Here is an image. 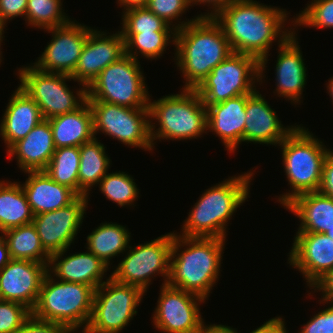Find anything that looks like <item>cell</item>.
Masks as SVG:
<instances>
[{
  "mask_svg": "<svg viewBox=\"0 0 333 333\" xmlns=\"http://www.w3.org/2000/svg\"><path fill=\"white\" fill-rule=\"evenodd\" d=\"M288 14L283 8L254 0H234L214 17L233 52L251 55L260 61L259 85L266 76L265 67L272 43L278 40L280 46L295 32V28H284Z\"/></svg>",
  "mask_w": 333,
  "mask_h": 333,
  "instance_id": "6da1fadb",
  "label": "cell"
},
{
  "mask_svg": "<svg viewBox=\"0 0 333 333\" xmlns=\"http://www.w3.org/2000/svg\"><path fill=\"white\" fill-rule=\"evenodd\" d=\"M174 60L185 86L195 89L201 81L233 53L221 25L210 17H199L176 30Z\"/></svg>",
  "mask_w": 333,
  "mask_h": 333,
  "instance_id": "7a4b0ae2",
  "label": "cell"
},
{
  "mask_svg": "<svg viewBox=\"0 0 333 333\" xmlns=\"http://www.w3.org/2000/svg\"><path fill=\"white\" fill-rule=\"evenodd\" d=\"M177 234L174 233L171 244L167 284L207 300L219 278L225 239L183 237Z\"/></svg>",
  "mask_w": 333,
  "mask_h": 333,
  "instance_id": "3957f363",
  "label": "cell"
},
{
  "mask_svg": "<svg viewBox=\"0 0 333 333\" xmlns=\"http://www.w3.org/2000/svg\"><path fill=\"white\" fill-rule=\"evenodd\" d=\"M254 171L232 176L201 195L184 220L183 237L226 239L228 221L249 197Z\"/></svg>",
  "mask_w": 333,
  "mask_h": 333,
  "instance_id": "277c9868",
  "label": "cell"
},
{
  "mask_svg": "<svg viewBox=\"0 0 333 333\" xmlns=\"http://www.w3.org/2000/svg\"><path fill=\"white\" fill-rule=\"evenodd\" d=\"M278 146L282 149L284 172L292 189L278 197V202L285 207L295 197L319 190L323 164L331 149L300 125H296Z\"/></svg>",
  "mask_w": 333,
  "mask_h": 333,
  "instance_id": "5b68a950",
  "label": "cell"
},
{
  "mask_svg": "<svg viewBox=\"0 0 333 333\" xmlns=\"http://www.w3.org/2000/svg\"><path fill=\"white\" fill-rule=\"evenodd\" d=\"M179 93L163 96L153 102L149 98L150 138L153 147L156 139L191 140L201 138L200 135L207 132V107L201 97L194 89H182ZM153 119L158 124L153 123Z\"/></svg>",
  "mask_w": 333,
  "mask_h": 333,
  "instance_id": "8992f818",
  "label": "cell"
},
{
  "mask_svg": "<svg viewBox=\"0 0 333 333\" xmlns=\"http://www.w3.org/2000/svg\"><path fill=\"white\" fill-rule=\"evenodd\" d=\"M94 292L95 289L89 285L56 280L47 272L32 315L59 324L70 333L83 325V333L91 319Z\"/></svg>",
  "mask_w": 333,
  "mask_h": 333,
  "instance_id": "52a82bcc",
  "label": "cell"
},
{
  "mask_svg": "<svg viewBox=\"0 0 333 333\" xmlns=\"http://www.w3.org/2000/svg\"><path fill=\"white\" fill-rule=\"evenodd\" d=\"M139 60L124 55L109 64L87 87V100L129 108L148 107L149 95Z\"/></svg>",
  "mask_w": 333,
  "mask_h": 333,
  "instance_id": "ba28073f",
  "label": "cell"
},
{
  "mask_svg": "<svg viewBox=\"0 0 333 333\" xmlns=\"http://www.w3.org/2000/svg\"><path fill=\"white\" fill-rule=\"evenodd\" d=\"M260 83V61L251 55L233 52L218 64L194 89L203 104L224 102L228 99L251 94Z\"/></svg>",
  "mask_w": 333,
  "mask_h": 333,
  "instance_id": "9c48e42d",
  "label": "cell"
},
{
  "mask_svg": "<svg viewBox=\"0 0 333 333\" xmlns=\"http://www.w3.org/2000/svg\"><path fill=\"white\" fill-rule=\"evenodd\" d=\"M21 87L38 105L43 119H50L80 108L87 101V87L70 90L67 81L73 80L70 75L43 72L35 66L18 68ZM77 95V96H76Z\"/></svg>",
  "mask_w": 333,
  "mask_h": 333,
  "instance_id": "30bf717a",
  "label": "cell"
},
{
  "mask_svg": "<svg viewBox=\"0 0 333 333\" xmlns=\"http://www.w3.org/2000/svg\"><path fill=\"white\" fill-rule=\"evenodd\" d=\"M145 292L109 276L94 292L90 322L83 333H120L137 315Z\"/></svg>",
  "mask_w": 333,
  "mask_h": 333,
  "instance_id": "8fae6325",
  "label": "cell"
},
{
  "mask_svg": "<svg viewBox=\"0 0 333 333\" xmlns=\"http://www.w3.org/2000/svg\"><path fill=\"white\" fill-rule=\"evenodd\" d=\"M173 236L174 232H170L134 248L129 245L127 255L110 276L119 283L140 287L145 293L155 275L160 274L163 284H167Z\"/></svg>",
  "mask_w": 333,
  "mask_h": 333,
  "instance_id": "7c38bea8",
  "label": "cell"
},
{
  "mask_svg": "<svg viewBox=\"0 0 333 333\" xmlns=\"http://www.w3.org/2000/svg\"><path fill=\"white\" fill-rule=\"evenodd\" d=\"M87 101L93 113L95 138L102 132L128 147L152 151L148 107L129 108L104 101Z\"/></svg>",
  "mask_w": 333,
  "mask_h": 333,
  "instance_id": "4fadbf2b",
  "label": "cell"
},
{
  "mask_svg": "<svg viewBox=\"0 0 333 333\" xmlns=\"http://www.w3.org/2000/svg\"><path fill=\"white\" fill-rule=\"evenodd\" d=\"M153 324L164 333H197L205 324L200 304L206 300L194 293L161 284Z\"/></svg>",
  "mask_w": 333,
  "mask_h": 333,
  "instance_id": "5bb4252c",
  "label": "cell"
},
{
  "mask_svg": "<svg viewBox=\"0 0 333 333\" xmlns=\"http://www.w3.org/2000/svg\"><path fill=\"white\" fill-rule=\"evenodd\" d=\"M52 40L31 65L43 72L72 75L86 43L89 26L70 20L63 26L46 30Z\"/></svg>",
  "mask_w": 333,
  "mask_h": 333,
  "instance_id": "9a60e30c",
  "label": "cell"
},
{
  "mask_svg": "<svg viewBox=\"0 0 333 333\" xmlns=\"http://www.w3.org/2000/svg\"><path fill=\"white\" fill-rule=\"evenodd\" d=\"M88 199V196H78L66 207L33 217L32 223L43 248L50 255L69 249L71 243H74L88 208Z\"/></svg>",
  "mask_w": 333,
  "mask_h": 333,
  "instance_id": "2e32d148",
  "label": "cell"
},
{
  "mask_svg": "<svg viewBox=\"0 0 333 333\" xmlns=\"http://www.w3.org/2000/svg\"><path fill=\"white\" fill-rule=\"evenodd\" d=\"M287 263L299 270L311 288L333 269V239L324 233L296 232Z\"/></svg>",
  "mask_w": 333,
  "mask_h": 333,
  "instance_id": "e0dca14e",
  "label": "cell"
},
{
  "mask_svg": "<svg viewBox=\"0 0 333 333\" xmlns=\"http://www.w3.org/2000/svg\"><path fill=\"white\" fill-rule=\"evenodd\" d=\"M107 34L89 27L86 43L71 75L80 85L88 87L103 69L125 55V41L121 31Z\"/></svg>",
  "mask_w": 333,
  "mask_h": 333,
  "instance_id": "ac0fdd59",
  "label": "cell"
},
{
  "mask_svg": "<svg viewBox=\"0 0 333 333\" xmlns=\"http://www.w3.org/2000/svg\"><path fill=\"white\" fill-rule=\"evenodd\" d=\"M46 273L44 263L12 259L0 269V300L21 303L32 311Z\"/></svg>",
  "mask_w": 333,
  "mask_h": 333,
  "instance_id": "d6986e66",
  "label": "cell"
},
{
  "mask_svg": "<svg viewBox=\"0 0 333 333\" xmlns=\"http://www.w3.org/2000/svg\"><path fill=\"white\" fill-rule=\"evenodd\" d=\"M245 111L243 142L278 146L295 128L293 125L284 127L276 111L257 89L247 94Z\"/></svg>",
  "mask_w": 333,
  "mask_h": 333,
  "instance_id": "ffe728a7",
  "label": "cell"
},
{
  "mask_svg": "<svg viewBox=\"0 0 333 333\" xmlns=\"http://www.w3.org/2000/svg\"><path fill=\"white\" fill-rule=\"evenodd\" d=\"M296 31L278 48L275 68L278 97H284L291 103H301V96L307 80V68L297 41Z\"/></svg>",
  "mask_w": 333,
  "mask_h": 333,
  "instance_id": "44dd1931",
  "label": "cell"
},
{
  "mask_svg": "<svg viewBox=\"0 0 333 333\" xmlns=\"http://www.w3.org/2000/svg\"><path fill=\"white\" fill-rule=\"evenodd\" d=\"M68 249L50 255L47 272L56 277V280L65 282L82 283L93 287L95 290L105 281L103 277L109 266L96 257L88 249L64 256ZM64 256V258L62 257Z\"/></svg>",
  "mask_w": 333,
  "mask_h": 333,
  "instance_id": "7402d4cb",
  "label": "cell"
},
{
  "mask_svg": "<svg viewBox=\"0 0 333 333\" xmlns=\"http://www.w3.org/2000/svg\"><path fill=\"white\" fill-rule=\"evenodd\" d=\"M247 94L207 107V131L214 132L229 153L243 142Z\"/></svg>",
  "mask_w": 333,
  "mask_h": 333,
  "instance_id": "603a6c76",
  "label": "cell"
},
{
  "mask_svg": "<svg viewBox=\"0 0 333 333\" xmlns=\"http://www.w3.org/2000/svg\"><path fill=\"white\" fill-rule=\"evenodd\" d=\"M10 97L0 123V136L6 150L44 120L37 103L21 87Z\"/></svg>",
  "mask_w": 333,
  "mask_h": 333,
  "instance_id": "cb8c5ba5",
  "label": "cell"
},
{
  "mask_svg": "<svg viewBox=\"0 0 333 333\" xmlns=\"http://www.w3.org/2000/svg\"><path fill=\"white\" fill-rule=\"evenodd\" d=\"M55 149L50 123L44 119L25 138L14 143L7 155L9 160L15 156L23 172L44 171Z\"/></svg>",
  "mask_w": 333,
  "mask_h": 333,
  "instance_id": "d4e9b609",
  "label": "cell"
},
{
  "mask_svg": "<svg viewBox=\"0 0 333 333\" xmlns=\"http://www.w3.org/2000/svg\"><path fill=\"white\" fill-rule=\"evenodd\" d=\"M21 184L33 215L68 206L78 195L69 187L52 180L44 171H28Z\"/></svg>",
  "mask_w": 333,
  "mask_h": 333,
  "instance_id": "484cf974",
  "label": "cell"
},
{
  "mask_svg": "<svg viewBox=\"0 0 333 333\" xmlns=\"http://www.w3.org/2000/svg\"><path fill=\"white\" fill-rule=\"evenodd\" d=\"M284 208L301 221L297 232L325 234L333 228V198L319 191L301 194Z\"/></svg>",
  "mask_w": 333,
  "mask_h": 333,
  "instance_id": "4316f807",
  "label": "cell"
},
{
  "mask_svg": "<svg viewBox=\"0 0 333 333\" xmlns=\"http://www.w3.org/2000/svg\"><path fill=\"white\" fill-rule=\"evenodd\" d=\"M55 148L80 147L95 138L93 113L86 101L77 110L48 119Z\"/></svg>",
  "mask_w": 333,
  "mask_h": 333,
  "instance_id": "83f0119b",
  "label": "cell"
},
{
  "mask_svg": "<svg viewBox=\"0 0 333 333\" xmlns=\"http://www.w3.org/2000/svg\"><path fill=\"white\" fill-rule=\"evenodd\" d=\"M104 144L97 138L82 144L78 172V196H89L90 189L105 177L111 165Z\"/></svg>",
  "mask_w": 333,
  "mask_h": 333,
  "instance_id": "f1b7e54d",
  "label": "cell"
},
{
  "mask_svg": "<svg viewBox=\"0 0 333 333\" xmlns=\"http://www.w3.org/2000/svg\"><path fill=\"white\" fill-rule=\"evenodd\" d=\"M0 181V233L32 223L33 213L19 182Z\"/></svg>",
  "mask_w": 333,
  "mask_h": 333,
  "instance_id": "f546056e",
  "label": "cell"
},
{
  "mask_svg": "<svg viewBox=\"0 0 333 333\" xmlns=\"http://www.w3.org/2000/svg\"><path fill=\"white\" fill-rule=\"evenodd\" d=\"M131 233L117 223H101L87 236V248L96 257L110 266V260L126 252L129 247Z\"/></svg>",
  "mask_w": 333,
  "mask_h": 333,
  "instance_id": "4dcf8cb0",
  "label": "cell"
},
{
  "mask_svg": "<svg viewBox=\"0 0 333 333\" xmlns=\"http://www.w3.org/2000/svg\"><path fill=\"white\" fill-rule=\"evenodd\" d=\"M12 259L31 260L48 266L50 254L43 248L33 223L11 228L1 233Z\"/></svg>",
  "mask_w": 333,
  "mask_h": 333,
  "instance_id": "1f68e13d",
  "label": "cell"
},
{
  "mask_svg": "<svg viewBox=\"0 0 333 333\" xmlns=\"http://www.w3.org/2000/svg\"><path fill=\"white\" fill-rule=\"evenodd\" d=\"M122 35L125 41L126 55L138 60L140 53L146 59L152 60L160 58L170 43L173 42L175 45L176 32H140L122 33Z\"/></svg>",
  "mask_w": 333,
  "mask_h": 333,
  "instance_id": "d6a6232c",
  "label": "cell"
},
{
  "mask_svg": "<svg viewBox=\"0 0 333 333\" xmlns=\"http://www.w3.org/2000/svg\"><path fill=\"white\" fill-rule=\"evenodd\" d=\"M79 147L56 148L44 172L55 182L65 185L78 195Z\"/></svg>",
  "mask_w": 333,
  "mask_h": 333,
  "instance_id": "836d02e7",
  "label": "cell"
},
{
  "mask_svg": "<svg viewBox=\"0 0 333 333\" xmlns=\"http://www.w3.org/2000/svg\"><path fill=\"white\" fill-rule=\"evenodd\" d=\"M61 2V0H28L24 18L26 23L44 31L67 24L71 18L63 12Z\"/></svg>",
  "mask_w": 333,
  "mask_h": 333,
  "instance_id": "e575fe53",
  "label": "cell"
},
{
  "mask_svg": "<svg viewBox=\"0 0 333 333\" xmlns=\"http://www.w3.org/2000/svg\"><path fill=\"white\" fill-rule=\"evenodd\" d=\"M98 185L105 198L120 207L132 206L138 199L139 189L133 177L125 172L107 173Z\"/></svg>",
  "mask_w": 333,
  "mask_h": 333,
  "instance_id": "d590c367",
  "label": "cell"
},
{
  "mask_svg": "<svg viewBox=\"0 0 333 333\" xmlns=\"http://www.w3.org/2000/svg\"><path fill=\"white\" fill-rule=\"evenodd\" d=\"M121 33L176 32V29L147 7L122 11Z\"/></svg>",
  "mask_w": 333,
  "mask_h": 333,
  "instance_id": "8d00e7d4",
  "label": "cell"
},
{
  "mask_svg": "<svg viewBox=\"0 0 333 333\" xmlns=\"http://www.w3.org/2000/svg\"><path fill=\"white\" fill-rule=\"evenodd\" d=\"M293 27L333 28V0H312L291 21Z\"/></svg>",
  "mask_w": 333,
  "mask_h": 333,
  "instance_id": "74e56055",
  "label": "cell"
},
{
  "mask_svg": "<svg viewBox=\"0 0 333 333\" xmlns=\"http://www.w3.org/2000/svg\"><path fill=\"white\" fill-rule=\"evenodd\" d=\"M189 6H191L189 0H148L146 5L151 12L172 25L176 30L199 18V16H195L190 20L181 21L180 17L188 10ZM173 20H180L181 22L179 24L175 23V25L172 24Z\"/></svg>",
  "mask_w": 333,
  "mask_h": 333,
  "instance_id": "f35d334b",
  "label": "cell"
},
{
  "mask_svg": "<svg viewBox=\"0 0 333 333\" xmlns=\"http://www.w3.org/2000/svg\"><path fill=\"white\" fill-rule=\"evenodd\" d=\"M31 315L21 303L0 300V333H16Z\"/></svg>",
  "mask_w": 333,
  "mask_h": 333,
  "instance_id": "ab89813d",
  "label": "cell"
},
{
  "mask_svg": "<svg viewBox=\"0 0 333 333\" xmlns=\"http://www.w3.org/2000/svg\"><path fill=\"white\" fill-rule=\"evenodd\" d=\"M330 307L315 314L299 333H333V303Z\"/></svg>",
  "mask_w": 333,
  "mask_h": 333,
  "instance_id": "60d3db41",
  "label": "cell"
},
{
  "mask_svg": "<svg viewBox=\"0 0 333 333\" xmlns=\"http://www.w3.org/2000/svg\"><path fill=\"white\" fill-rule=\"evenodd\" d=\"M16 333H70L65 327L31 315Z\"/></svg>",
  "mask_w": 333,
  "mask_h": 333,
  "instance_id": "b9f144b4",
  "label": "cell"
},
{
  "mask_svg": "<svg viewBox=\"0 0 333 333\" xmlns=\"http://www.w3.org/2000/svg\"><path fill=\"white\" fill-rule=\"evenodd\" d=\"M28 0H0V18L5 23L15 17L25 18Z\"/></svg>",
  "mask_w": 333,
  "mask_h": 333,
  "instance_id": "7bdbcfd3",
  "label": "cell"
},
{
  "mask_svg": "<svg viewBox=\"0 0 333 333\" xmlns=\"http://www.w3.org/2000/svg\"><path fill=\"white\" fill-rule=\"evenodd\" d=\"M320 193L333 198V151L325 158L322 171V181L318 190Z\"/></svg>",
  "mask_w": 333,
  "mask_h": 333,
  "instance_id": "ee69618b",
  "label": "cell"
},
{
  "mask_svg": "<svg viewBox=\"0 0 333 333\" xmlns=\"http://www.w3.org/2000/svg\"><path fill=\"white\" fill-rule=\"evenodd\" d=\"M310 289L321 292L320 304L333 303V269L321 277Z\"/></svg>",
  "mask_w": 333,
  "mask_h": 333,
  "instance_id": "f6af8a7d",
  "label": "cell"
},
{
  "mask_svg": "<svg viewBox=\"0 0 333 333\" xmlns=\"http://www.w3.org/2000/svg\"><path fill=\"white\" fill-rule=\"evenodd\" d=\"M234 0H189L190 5L193 6V4H204L207 5L208 7L210 6V12L209 10L205 12L204 14H199V17H212L214 18L221 10H223L224 8H226L231 2H233ZM212 9V10H211Z\"/></svg>",
  "mask_w": 333,
  "mask_h": 333,
  "instance_id": "bcb514c9",
  "label": "cell"
},
{
  "mask_svg": "<svg viewBox=\"0 0 333 333\" xmlns=\"http://www.w3.org/2000/svg\"><path fill=\"white\" fill-rule=\"evenodd\" d=\"M283 320L280 316L274 317L250 333H288L284 325L285 321Z\"/></svg>",
  "mask_w": 333,
  "mask_h": 333,
  "instance_id": "7dc6e473",
  "label": "cell"
},
{
  "mask_svg": "<svg viewBox=\"0 0 333 333\" xmlns=\"http://www.w3.org/2000/svg\"><path fill=\"white\" fill-rule=\"evenodd\" d=\"M197 333H237V330L226 325L221 324H204Z\"/></svg>",
  "mask_w": 333,
  "mask_h": 333,
  "instance_id": "c3c4849f",
  "label": "cell"
},
{
  "mask_svg": "<svg viewBox=\"0 0 333 333\" xmlns=\"http://www.w3.org/2000/svg\"><path fill=\"white\" fill-rule=\"evenodd\" d=\"M12 260L6 240L0 235V269Z\"/></svg>",
  "mask_w": 333,
  "mask_h": 333,
  "instance_id": "681fc988",
  "label": "cell"
},
{
  "mask_svg": "<svg viewBox=\"0 0 333 333\" xmlns=\"http://www.w3.org/2000/svg\"><path fill=\"white\" fill-rule=\"evenodd\" d=\"M120 7H124L123 10L131 8L146 7L148 0H117Z\"/></svg>",
  "mask_w": 333,
  "mask_h": 333,
  "instance_id": "f907efd6",
  "label": "cell"
},
{
  "mask_svg": "<svg viewBox=\"0 0 333 333\" xmlns=\"http://www.w3.org/2000/svg\"><path fill=\"white\" fill-rule=\"evenodd\" d=\"M328 84H326L327 86V92H328V94H329V96H330V98H331V100H333V77H331L329 80H328V82H327ZM333 102V101H332Z\"/></svg>",
  "mask_w": 333,
  "mask_h": 333,
  "instance_id": "816d5d0a",
  "label": "cell"
},
{
  "mask_svg": "<svg viewBox=\"0 0 333 333\" xmlns=\"http://www.w3.org/2000/svg\"><path fill=\"white\" fill-rule=\"evenodd\" d=\"M5 23L2 21V19L0 18V34H4V29H5Z\"/></svg>",
  "mask_w": 333,
  "mask_h": 333,
  "instance_id": "f5cc1de1",
  "label": "cell"
},
{
  "mask_svg": "<svg viewBox=\"0 0 333 333\" xmlns=\"http://www.w3.org/2000/svg\"><path fill=\"white\" fill-rule=\"evenodd\" d=\"M3 38H4V37H3V34H0V64H1V62H2V59H1V58L3 57V56H1V55H2V51H1V50H2V49H1V45H2V44H1V43H2V41H3Z\"/></svg>",
  "mask_w": 333,
  "mask_h": 333,
  "instance_id": "db71d44e",
  "label": "cell"
},
{
  "mask_svg": "<svg viewBox=\"0 0 333 333\" xmlns=\"http://www.w3.org/2000/svg\"><path fill=\"white\" fill-rule=\"evenodd\" d=\"M328 237H330L331 239H333V228L329 229L326 233H325Z\"/></svg>",
  "mask_w": 333,
  "mask_h": 333,
  "instance_id": "11a10c76",
  "label": "cell"
}]
</instances>
